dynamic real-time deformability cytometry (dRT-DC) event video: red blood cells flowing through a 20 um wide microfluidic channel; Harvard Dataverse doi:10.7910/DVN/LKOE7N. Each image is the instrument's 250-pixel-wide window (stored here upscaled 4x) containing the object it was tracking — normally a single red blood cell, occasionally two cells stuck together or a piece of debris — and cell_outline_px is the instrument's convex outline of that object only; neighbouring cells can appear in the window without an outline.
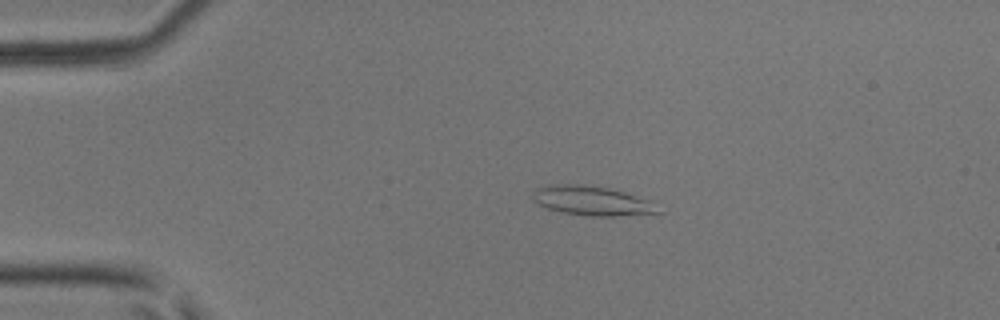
{"species": "common noctule bat (a hibernating species)", "species_latin": "Nyctalus noctula", "temperature_condition": "room temperature", "stored_images_in_passage": 40, "camera_frame_rate_fps": 3000, "um_per_image_px": 0.085, "animal": {"sex": "male", "body_mass_g": 17.9, "forearm_length_mm": 54.2}, "frame": {"image": 1, "passage_image": 1, "time_ms": 0.0, "image_size_px": [1000, 320], "cell_outline_px": [[664, 212], [616, 216], [592, 216], [564, 212], [548, 208], [532, 200], [532, 192], [536, 188], [548, 184], [580, 184], [608, 188], [624, 192], [648, 200]], "centroid_in_image_um": [50.28, 17.05], "position_along_channel_um": 34.7, "area_um2": 21.27}}
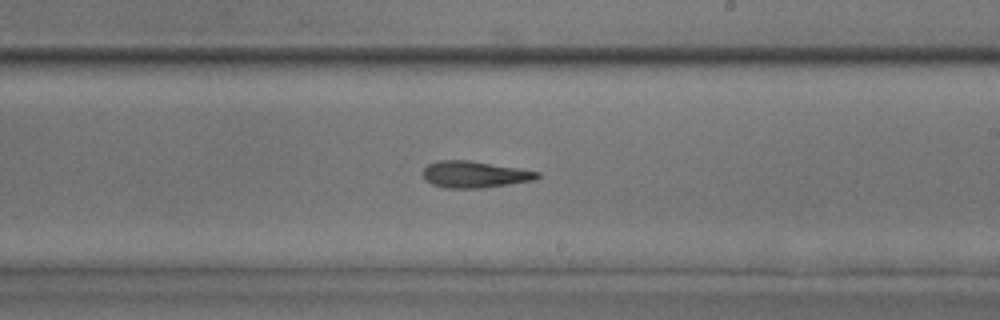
{"frame": {"image": 2, "passage_image": 20, "time_ms": 6.333, "image_size_px": [1000, 320], "cell_outline_px": [[540, 176], [532, 180], [484, 188], [444, 188], [432, 184], [424, 180], [424, 168], [428, 164], [440, 160], [468, 160], [540, 172]], "centroid_in_image_um": [40.29, 14.83], "position_along_channel_um": 248.7, "area_um2": 17.51}}
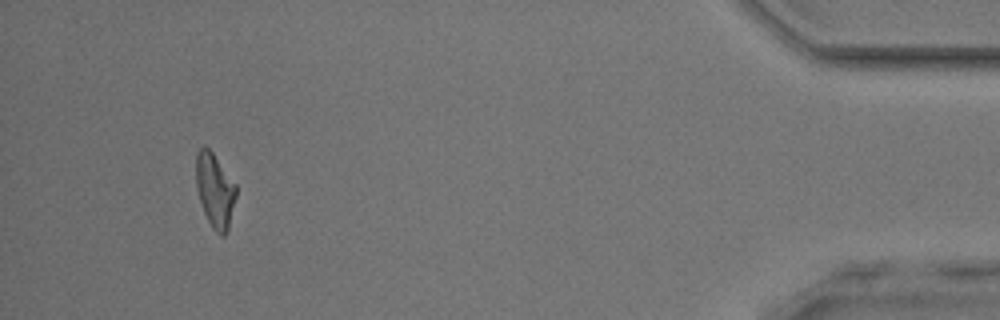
{"frame": {"image": 3, "passage_image": 37, "time_ms": 12.0, "image_size_px": [1000, 320], "cell_outline_px": [[236, 196], [228, 232], [224, 236], [220, 236], [212, 228], [204, 212], [196, 188], [196, 152], [204, 144], [212, 152], [236, 184]], "centroid_in_image_um": [18.27, 16.19], "position_along_channel_um": 416.9, "area_um2": 17.4}, "authors_computed_cell_mechanics": {"area_um2": 17.7735, "velocity_mm_per_s": 4.1525, "shape_relaxation_time_tau1_ms": 5.0282, "shape_relaxation_time_tau2_ms": 4.851, "deformation_change_tau1": 0.2056, "deformation_change_tau2": 0.1768}}